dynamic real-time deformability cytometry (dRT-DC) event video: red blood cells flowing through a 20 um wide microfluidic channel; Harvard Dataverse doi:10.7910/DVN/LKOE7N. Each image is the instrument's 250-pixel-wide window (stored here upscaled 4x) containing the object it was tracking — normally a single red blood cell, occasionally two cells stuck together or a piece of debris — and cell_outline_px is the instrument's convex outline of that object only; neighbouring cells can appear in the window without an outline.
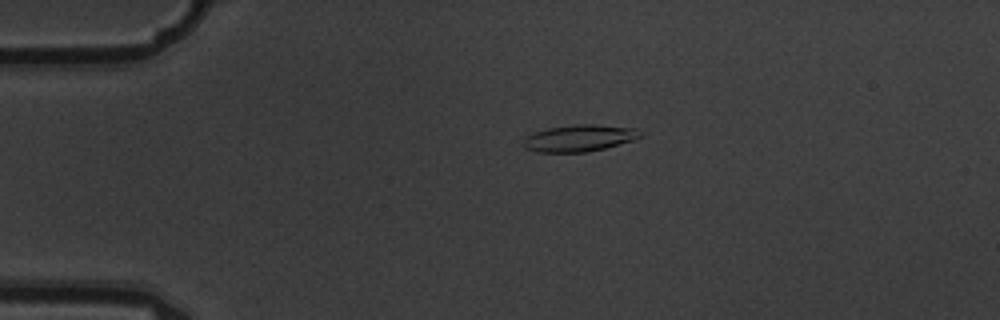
{"species": "common noctule bat (a hibernating species)", "species_latin": "Nyctalus noctula", "temperature_condition": "warm", "stored_images_in_passage": 2, "camera_frame_rate_fps": 3000, "um_per_image_px": 0.085, "animal": {"sex": "male", "body_mass_g": 19.5, "forearm_length_mm": 54.6}, "frame": {"image": 1, "passage_image": 1, "time_ms": 0.0, "image_size_px": [1000, 320], "cell_outline_px": [[640, 136], [632, 140], [604, 148], [588, 152], [540, 152], [524, 148], [520, 144], [528, 136], [536, 132], [548, 128], [572, 124], [596, 124], [636, 128], [640, 132]], "centroid_in_image_um": [49.21, 11.73], "position_along_channel_um": 35.8, "area_um2": 18.09}}